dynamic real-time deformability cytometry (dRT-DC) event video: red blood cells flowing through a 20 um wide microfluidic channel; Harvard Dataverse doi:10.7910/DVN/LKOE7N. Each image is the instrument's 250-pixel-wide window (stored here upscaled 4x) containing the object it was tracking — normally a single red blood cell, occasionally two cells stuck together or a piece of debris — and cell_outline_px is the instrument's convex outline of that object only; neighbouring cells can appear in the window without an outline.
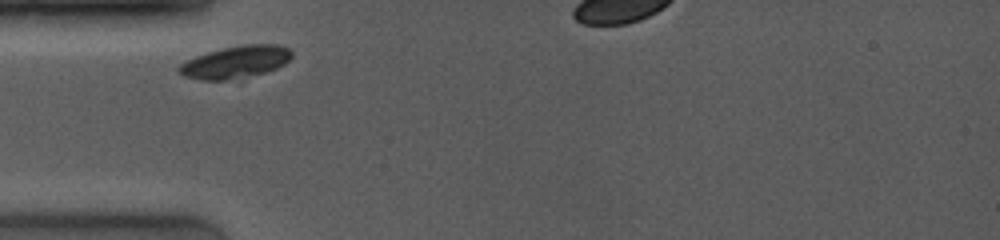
{"species": "common noctule bat (a hibernating species)", "species_latin": "Nyctalus noctula", "temperature_condition": "room temperature", "stored_images_in_passage": 24, "camera_frame_rate_fps": 4000, "um_per_image_px": 0.085, "animal": {"sex": "female", "body_mass_g": 19.0, "forearm_length_mm": 53.3}, "frame": {"image": 1, "passage_image": 1, "time_ms": 0.0, "image_size_px": [1000, 240], "cell_outline_px": [[292, 56], [284, 64], [276, 68], [264, 72], [224, 80], [200, 80], [184, 76], [176, 72], [176, 68], [180, 64], [196, 56], [208, 52], [224, 48], [244, 44], [280, 44], [288, 48], [292, 52]], "centroid_in_image_um": [20.0, 5.26], "position_along_channel_um": 65.0, "area_um2": 20.98}}
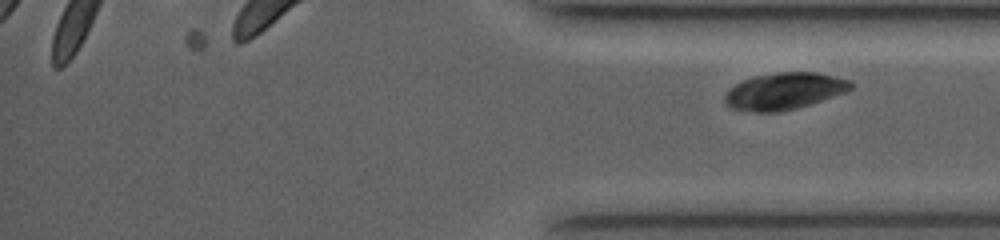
{"frame": {"image": 2, "passage_image": 24, "time_ms": 9.75, "image_size_px": [1000, 240], "cell_outline_px": [[852, 88], [844, 92], [796, 108], [780, 112], [756, 112], [732, 108], [724, 104], [724, 96], [736, 84], [752, 76], [776, 72], [816, 72], [852, 80]], "centroid_in_image_um": [66.64, 7.73], "position_along_channel_um": 368.6, "area_um2": 26.76}}